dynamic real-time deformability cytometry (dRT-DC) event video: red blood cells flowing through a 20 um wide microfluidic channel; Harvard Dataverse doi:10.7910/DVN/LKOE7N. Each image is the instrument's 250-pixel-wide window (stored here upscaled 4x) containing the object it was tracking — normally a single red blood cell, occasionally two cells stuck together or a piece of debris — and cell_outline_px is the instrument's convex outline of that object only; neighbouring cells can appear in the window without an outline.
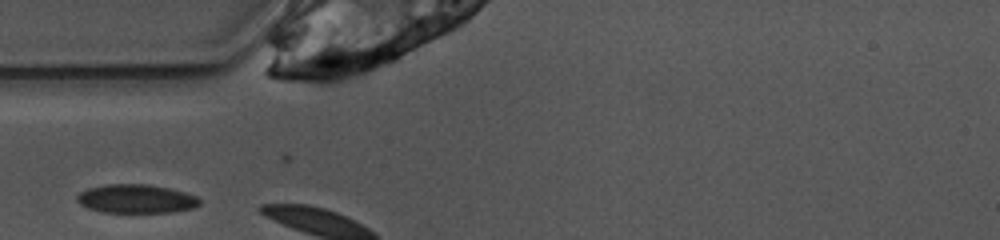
{"species": "common noctule bat (a hibernating species)", "species_latin": "Nyctalus noctula", "temperature_condition": "warm", "stored_images_in_passage": 2, "camera_frame_rate_fps": 3000, "um_per_image_px": 0.085, "animal": {"sex": "female", "body_mass_g": 10.0, "forearm_length_mm": 53.1}, "frame": {"image": 1, "passage_image": 1, "time_ms": 0.0, "image_size_px": [1000, 240], "cell_outline_px": [[200, 204], [192, 208], [172, 212], [104, 212], [88, 208], [80, 204], [76, 200], [76, 196], [80, 192], [88, 188], [108, 184], [148, 184], [168, 188], [184, 192], [196, 196], [200, 200]], "centroid_in_image_um": [11.55, 16.89], "position_along_channel_um": 73.4, "area_um2": 20.4}}